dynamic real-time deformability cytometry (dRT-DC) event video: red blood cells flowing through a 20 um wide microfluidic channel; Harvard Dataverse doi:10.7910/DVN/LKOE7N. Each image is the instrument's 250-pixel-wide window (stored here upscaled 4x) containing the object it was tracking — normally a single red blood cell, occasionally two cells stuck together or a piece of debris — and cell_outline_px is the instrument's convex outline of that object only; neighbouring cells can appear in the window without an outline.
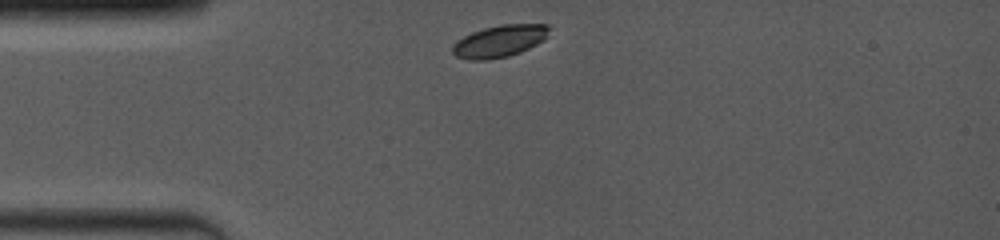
{"species": "common noctule bat (a hibernating species)", "species_latin": "Nyctalus noctula", "temperature_condition": "room temperature", "stored_images_in_passage": 11, "camera_frame_rate_fps": 4000, "um_per_image_px": 0.085, "animal": {"sex": "female", "body_mass_g": 19.0, "forearm_length_mm": 53.3}, "frame": {"image": 1, "passage_image": 1, "time_ms": 0.0, "image_size_px": [1000, 240], "cell_outline_px": [[548, 36], [544, 40], [520, 52], [508, 56], [488, 60], [468, 60], [456, 56], [452, 52], [452, 44], [456, 40], [472, 32], [484, 28], [500, 24], [548, 24]], "centroid_in_image_um": [42.43, 3.5], "position_along_channel_um": 42.6, "area_um2": 18.09}}
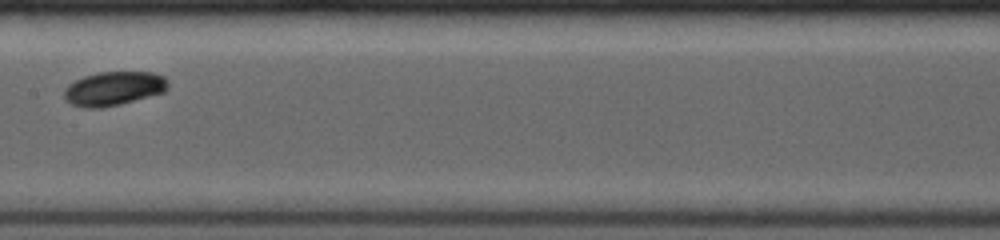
{"frame": {"image": 2, "passage_image": 5, "time_ms": 4.5, "image_size_px": [1000, 240], "cell_outline_px": [[168, 88], [164, 92], [120, 104], [100, 108], [84, 108], [72, 104], [64, 96], [64, 88], [68, 84], [84, 76], [96, 72], [152, 72], [164, 76], [168, 80]], "centroid_in_image_um": [9.67, 7.52], "position_along_channel_um": 197.7, "area_um2": 20.58}}
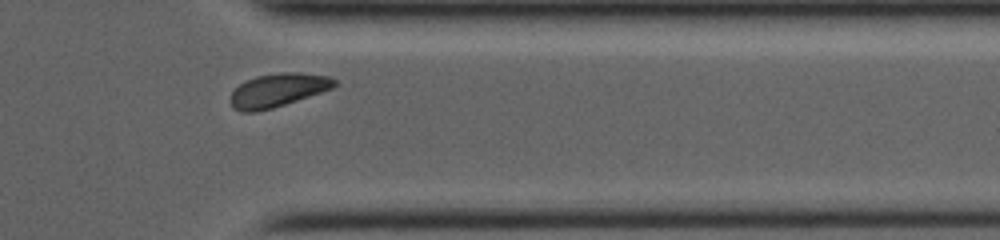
{"frame": {"image": 3, "passage_image": 10, "time_ms": 9.25, "image_size_px": [1000, 240], "cell_outline_px": [[336, 84], [332, 88], [272, 108], [256, 112], [240, 112], [232, 108], [232, 92], [240, 84], [256, 76], [280, 72], [300, 72], [328, 76], [336, 80]], "centroid_in_image_um": [23.61, 7.66], "position_along_channel_um": 387.8, "area_um2": 19.94}, "authors_computed_cell_mechanics": {"area_um2": 19.941, "velocity_mm_per_s": 3.9742, "shape_relaxation_time_tau1_ms": 0.9182, "shape_relaxation_time_tau2_ms": null, "deformation_change_tau1": 0.0638, "deformation_change_tau2": null}}